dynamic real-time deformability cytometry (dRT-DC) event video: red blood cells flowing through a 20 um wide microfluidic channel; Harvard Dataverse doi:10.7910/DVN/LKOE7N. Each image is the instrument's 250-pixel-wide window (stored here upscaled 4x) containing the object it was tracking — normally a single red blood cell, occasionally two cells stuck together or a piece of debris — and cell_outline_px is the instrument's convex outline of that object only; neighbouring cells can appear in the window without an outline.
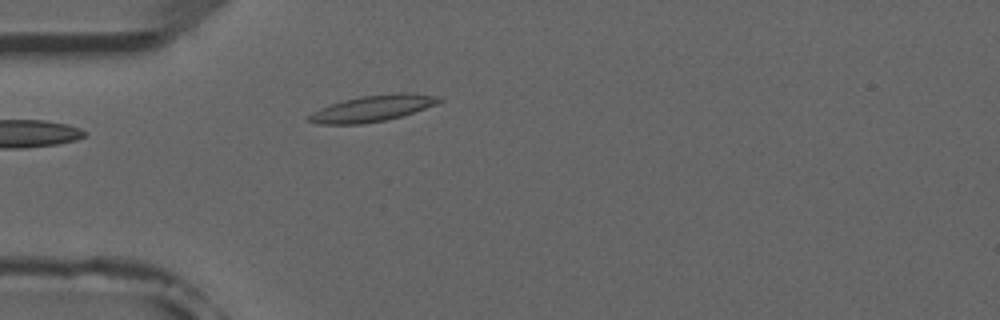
{"species": "common noctule bat (a hibernating species)", "species_latin": "Nyctalus noctula", "temperature_condition": "room temperature", "stored_images_in_passage": 1, "camera_frame_rate_fps": 3000, "um_per_image_px": 0.085, "animal": {"sex": "male", "forearm_length_mm": 52.5}, "frame": {"image": 1, "passage_image": 1, "time_ms": 0.0, "image_size_px": [1000, 320], "cell_outline_px": [[444, 100], [436, 104], [400, 116], [384, 120], [364, 124], [316, 124], [304, 120], [312, 112], [320, 108], [344, 100], [360, 96], [396, 92], [408, 92], [440, 96]], "centroid_in_image_um": [31.64, 9.2], "position_along_channel_um": 53.4, "area_um2": 19.94}}